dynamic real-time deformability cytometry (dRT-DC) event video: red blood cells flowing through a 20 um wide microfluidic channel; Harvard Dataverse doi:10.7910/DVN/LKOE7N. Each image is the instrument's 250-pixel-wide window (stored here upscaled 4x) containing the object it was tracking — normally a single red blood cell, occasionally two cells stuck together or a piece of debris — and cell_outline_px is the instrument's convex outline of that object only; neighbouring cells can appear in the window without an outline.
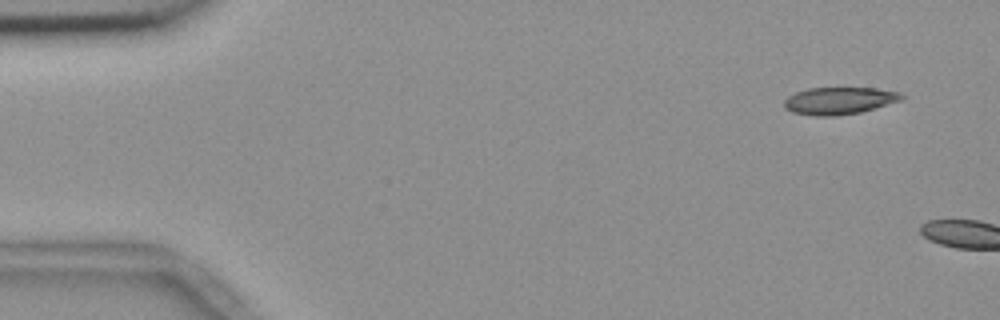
{"species": "common noctule bat (a hibernating species)", "species_latin": "Nyctalus noctula", "temperature_condition": "room temperature", "stored_images_in_passage": 4, "camera_frame_rate_fps": 3000, "um_per_image_px": 0.085, "animal": {"sex": "female", "body_mass_g": 18.4}, "frame": {"image": 1, "passage_image": 1, "time_ms": 0.0, "image_size_px": [1000, 320], "cell_outline_px": [[904, 96], [900, 100], [860, 112], [836, 116], [816, 116], [792, 112], [784, 108], [784, 100], [788, 96], [796, 92], [808, 88], [876, 88], [900, 92]], "centroid_in_image_um": [71.29, 8.56], "position_along_channel_um": 13.7, "area_um2": 18.5}}